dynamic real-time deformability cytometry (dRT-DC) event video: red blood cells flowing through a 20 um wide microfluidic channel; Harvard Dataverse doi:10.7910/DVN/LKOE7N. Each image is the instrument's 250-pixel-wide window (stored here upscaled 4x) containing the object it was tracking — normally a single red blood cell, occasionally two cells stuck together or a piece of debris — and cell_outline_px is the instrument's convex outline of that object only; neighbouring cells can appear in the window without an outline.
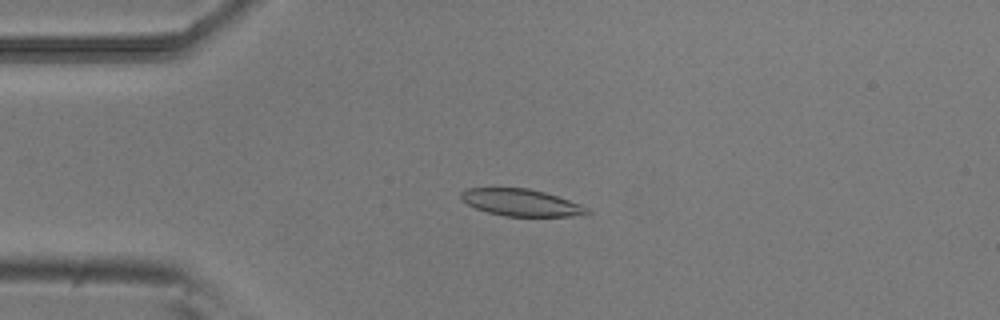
{"species": "common noctule bat (a hibernating species)", "species_latin": "Nyctalus noctula", "temperature_condition": "room temperature", "stored_images_in_passage": 40, "camera_frame_rate_fps": 3000, "um_per_image_px": 0.085, "animal": {"sex": "male", "body_mass_g": 20.5, "forearm_length_mm": 52.5}, "frame": {"image": 1, "passage_image": 7, "time_ms": 2.0, "image_size_px": [1000, 320], "cell_outline_px": [[592, 212], [568, 216], [504, 216], [488, 212], [476, 208], [460, 200], [460, 192], [468, 188], [528, 188], [544, 192], [580, 204], [588, 208]], "centroid_in_image_um": [44.24, 17.21], "position_along_channel_um": 40.8, "area_um2": 19.59}}
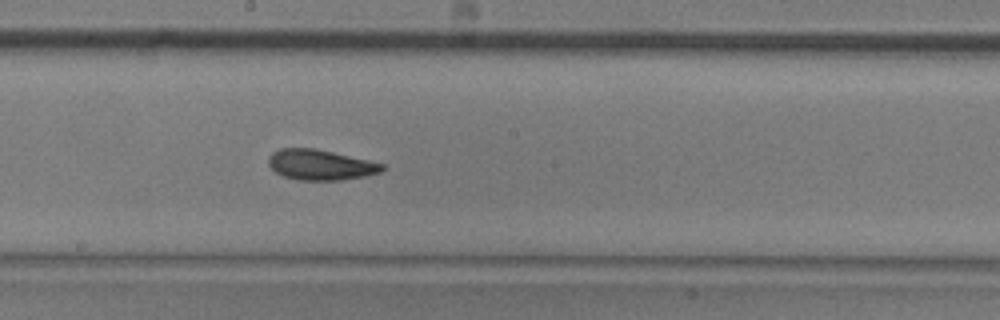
{"frame": {"image": 2, "passage_image": 23, "time_ms": 7.333, "image_size_px": [1000, 320], "cell_outline_px": [[384, 168], [380, 172], [364, 176], [340, 180], [296, 180], [284, 176], [276, 172], [268, 164], [268, 156], [272, 152], [280, 148], [316, 148], [368, 160], [384, 164]], "centroid_in_image_um": [27.2, 14.0], "position_along_channel_um": 221.0, "area_um2": 20.11}}
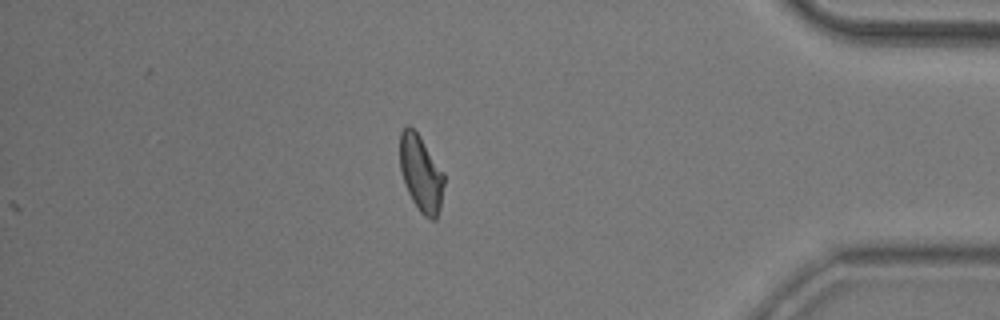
{"frame": {"image": 3, "passage_image": 40, "time_ms": 13.0, "image_size_px": [1000, 320], "cell_outline_px": [[444, 184], [440, 208], [436, 220], [432, 220], [424, 216], [420, 212], [412, 200], [408, 192], [400, 168], [400, 132], [404, 124], [408, 124], [420, 136], [444, 172]], "centroid_in_image_um": [35.78, 14.72], "position_along_channel_um": 399.4, "area_um2": 19.71}, "authors_computed_cell_mechanics": {"area_um2": 20.0566, "velocity_mm_per_s": 3.8078, "shape_relaxation_time_tau1_ms": 3.8862, "shape_relaxation_time_tau2_ms": 2.6164, "deformation_change_tau1": 0.1394, "deformation_change_tau2": 0.0897}}